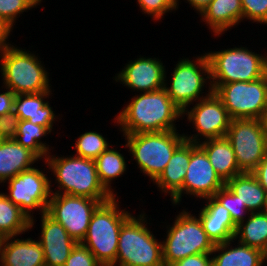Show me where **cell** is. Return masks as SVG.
Returning a JSON list of instances; mask_svg holds the SVG:
<instances>
[{
  "label": "cell",
  "mask_w": 267,
  "mask_h": 266,
  "mask_svg": "<svg viewBox=\"0 0 267 266\" xmlns=\"http://www.w3.org/2000/svg\"><path fill=\"white\" fill-rule=\"evenodd\" d=\"M136 94L113 121L123 135L178 130L175 123L183 119V112L165 88Z\"/></svg>",
  "instance_id": "cell-1"
},
{
  "label": "cell",
  "mask_w": 267,
  "mask_h": 266,
  "mask_svg": "<svg viewBox=\"0 0 267 266\" xmlns=\"http://www.w3.org/2000/svg\"><path fill=\"white\" fill-rule=\"evenodd\" d=\"M43 162L46 169L52 172L58 186V189L50 188L53 194L81 196L98 201H109L114 197L100 183L95 160L74 154L58 156L49 153Z\"/></svg>",
  "instance_id": "cell-2"
},
{
  "label": "cell",
  "mask_w": 267,
  "mask_h": 266,
  "mask_svg": "<svg viewBox=\"0 0 267 266\" xmlns=\"http://www.w3.org/2000/svg\"><path fill=\"white\" fill-rule=\"evenodd\" d=\"M118 197L102 203L95 210L87 233L80 242L102 266H116L120 229L134 215L126 209L121 210Z\"/></svg>",
  "instance_id": "cell-3"
},
{
  "label": "cell",
  "mask_w": 267,
  "mask_h": 266,
  "mask_svg": "<svg viewBox=\"0 0 267 266\" xmlns=\"http://www.w3.org/2000/svg\"><path fill=\"white\" fill-rule=\"evenodd\" d=\"M13 45L0 53L2 87L15 94L52 91L49 72L38 55ZM50 79V80H49Z\"/></svg>",
  "instance_id": "cell-4"
},
{
  "label": "cell",
  "mask_w": 267,
  "mask_h": 266,
  "mask_svg": "<svg viewBox=\"0 0 267 266\" xmlns=\"http://www.w3.org/2000/svg\"><path fill=\"white\" fill-rule=\"evenodd\" d=\"M177 131L123 135L125 144L121 146L128 148L129 155L132 154L131 160L134 158L140 168L139 172L154 182L169 163L174 151L185 141L184 133Z\"/></svg>",
  "instance_id": "cell-5"
},
{
  "label": "cell",
  "mask_w": 267,
  "mask_h": 266,
  "mask_svg": "<svg viewBox=\"0 0 267 266\" xmlns=\"http://www.w3.org/2000/svg\"><path fill=\"white\" fill-rule=\"evenodd\" d=\"M146 213L132 215L119 232L116 266H164L162 241L148 227Z\"/></svg>",
  "instance_id": "cell-6"
},
{
  "label": "cell",
  "mask_w": 267,
  "mask_h": 266,
  "mask_svg": "<svg viewBox=\"0 0 267 266\" xmlns=\"http://www.w3.org/2000/svg\"><path fill=\"white\" fill-rule=\"evenodd\" d=\"M210 62L213 92L231 82H250L267 73V53L259 54L248 47H233L206 52Z\"/></svg>",
  "instance_id": "cell-7"
},
{
  "label": "cell",
  "mask_w": 267,
  "mask_h": 266,
  "mask_svg": "<svg viewBox=\"0 0 267 266\" xmlns=\"http://www.w3.org/2000/svg\"><path fill=\"white\" fill-rule=\"evenodd\" d=\"M182 58H180V61L178 60L175 68H173L169 81L167 80L168 71H166L164 88L171 100L183 112L187 107L192 106L193 103L209 96L213 89L210 62L207 54H201L196 58L193 56L194 60ZM207 85L208 89L203 92Z\"/></svg>",
  "instance_id": "cell-8"
},
{
  "label": "cell",
  "mask_w": 267,
  "mask_h": 266,
  "mask_svg": "<svg viewBox=\"0 0 267 266\" xmlns=\"http://www.w3.org/2000/svg\"><path fill=\"white\" fill-rule=\"evenodd\" d=\"M167 225L166 238L162 240V259L164 266L196 254L212 253L214 244L208 238L198 216L183 209Z\"/></svg>",
  "instance_id": "cell-9"
},
{
  "label": "cell",
  "mask_w": 267,
  "mask_h": 266,
  "mask_svg": "<svg viewBox=\"0 0 267 266\" xmlns=\"http://www.w3.org/2000/svg\"><path fill=\"white\" fill-rule=\"evenodd\" d=\"M45 169L41 170L37 166L23 171L10 178L5 184H8L7 190L9 193L3 194L12 201L15 205L19 206L31 219L30 229L36 223L33 211H39L40 215L45 213L49 200L51 197V190L53 188L51 177L48 178Z\"/></svg>",
  "instance_id": "cell-10"
},
{
  "label": "cell",
  "mask_w": 267,
  "mask_h": 266,
  "mask_svg": "<svg viewBox=\"0 0 267 266\" xmlns=\"http://www.w3.org/2000/svg\"><path fill=\"white\" fill-rule=\"evenodd\" d=\"M214 93L231 119H262L267 109V73L250 82L221 84Z\"/></svg>",
  "instance_id": "cell-11"
},
{
  "label": "cell",
  "mask_w": 267,
  "mask_h": 266,
  "mask_svg": "<svg viewBox=\"0 0 267 266\" xmlns=\"http://www.w3.org/2000/svg\"><path fill=\"white\" fill-rule=\"evenodd\" d=\"M225 137L242 172L251 173L267 152V133L262 119H231Z\"/></svg>",
  "instance_id": "cell-12"
},
{
  "label": "cell",
  "mask_w": 267,
  "mask_h": 266,
  "mask_svg": "<svg viewBox=\"0 0 267 266\" xmlns=\"http://www.w3.org/2000/svg\"><path fill=\"white\" fill-rule=\"evenodd\" d=\"M183 111L189 124L195 129L191 135L185 133L186 141L199 144L202 141L225 137L231 123V117L224 107L222 100L212 92L209 96L200 99Z\"/></svg>",
  "instance_id": "cell-13"
},
{
  "label": "cell",
  "mask_w": 267,
  "mask_h": 266,
  "mask_svg": "<svg viewBox=\"0 0 267 266\" xmlns=\"http://www.w3.org/2000/svg\"><path fill=\"white\" fill-rule=\"evenodd\" d=\"M105 202L107 201L51 193L46 213L60 223L68 234L79 243L87 233L93 213Z\"/></svg>",
  "instance_id": "cell-14"
},
{
  "label": "cell",
  "mask_w": 267,
  "mask_h": 266,
  "mask_svg": "<svg viewBox=\"0 0 267 266\" xmlns=\"http://www.w3.org/2000/svg\"><path fill=\"white\" fill-rule=\"evenodd\" d=\"M187 173L183 181V187L170 198L172 206L178 207L182 196L186 194L196 199L212 197L225 186V182L215 172L205 151L198 145L191 142V156Z\"/></svg>",
  "instance_id": "cell-15"
},
{
  "label": "cell",
  "mask_w": 267,
  "mask_h": 266,
  "mask_svg": "<svg viewBox=\"0 0 267 266\" xmlns=\"http://www.w3.org/2000/svg\"><path fill=\"white\" fill-rule=\"evenodd\" d=\"M157 57L139 56L130 60L124 68L114 76L116 83L133 92L144 93L164 88L166 68Z\"/></svg>",
  "instance_id": "cell-16"
},
{
  "label": "cell",
  "mask_w": 267,
  "mask_h": 266,
  "mask_svg": "<svg viewBox=\"0 0 267 266\" xmlns=\"http://www.w3.org/2000/svg\"><path fill=\"white\" fill-rule=\"evenodd\" d=\"M40 217L41 234L37 240L44 252L45 266H64L77 242L46 212Z\"/></svg>",
  "instance_id": "cell-17"
},
{
  "label": "cell",
  "mask_w": 267,
  "mask_h": 266,
  "mask_svg": "<svg viewBox=\"0 0 267 266\" xmlns=\"http://www.w3.org/2000/svg\"><path fill=\"white\" fill-rule=\"evenodd\" d=\"M52 91L35 94H16L12 120H28L33 124L45 126L50 132L54 131L53 125L57 119H62L60 114L57 116L49 99ZM54 123V124H53Z\"/></svg>",
  "instance_id": "cell-18"
},
{
  "label": "cell",
  "mask_w": 267,
  "mask_h": 266,
  "mask_svg": "<svg viewBox=\"0 0 267 266\" xmlns=\"http://www.w3.org/2000/svg\"><path fill=\"white\" fill-rule=\"evenodd\" d=\"M202 200L206 204H203L197 216L212 243L216 245L234 239L237 226L230 212L213 196Z\"/></svg>",
  "instance_id": "cell-19"
},
{
  "label": "cell",
  "mask_w": 267,
  "mask_h": 266,
  "mask_svg": "<svg viewBox=\"0 0 267 266\" xmlns=\"http://www.w3.org/2000/svg\"><path fill=\"white\" fill-rule=\"evenodd\" d=\"M37 161L40 159L32 151L18 144L8 134L0 141V184L33 168Z\"/></svg>",
  "instance_id": "cell-20"
},
{
  "label": "cell",
  "mask_w": 267,
  "mask_h": 266,
  "mask_svg": "<svg viewBox=\"0 0 267 266\" xmlns=\"http://www.w3.org/2000/svg\"><path fill=\"white\" fill-rule=\"evenodd\" d=\"M17 237L5 238L0 266H45L44 252L39 241L31 237Z\"/></svg>",
  "instance_id": "cell-21"
},
{
  "label": "cell",
  "mask_w": 267,
  "mask_h": 266,
  "mask_svg": "<svg viewBox=\"0 0 267 266\" xmlns=\"http://www.w3.org/2000/svg\"><path fill=\"white\" fill-rule=\"evenodd\" d=\"M199 16L212 35L222 36L243 21L241 0H212Z\"/></svg>",
  "instance_id": "cell-22"
},
{
  "label": "cell",
  "mask_w": 267,
  "mask_h": 266,
  "mask_svg": "<svg viewBox=\"0 0 267 266\" xmlns=\"http://www.w3.org/2000/svg\"><path fill=\"white\" fill-rule=\"evenodd\" d=\"M235 239L214 245L211 253L212 266H263L267 254L262 250L237 242Z\"/></svg>",
  "instance_id": "cell-23"
},
{
  "label": "cell",
  "mask_w": 267,
  "mask_h": 266,
  "mask_svg": "<svg viewBox=\"0 0 267 266\" xmlns=\"http://www.w3.org/2000/svg\"><path fill=\"white\" fill-rule=\"evenodd\" d=\"M191 156V142L184 141L173 153L169 163L160 176L153 182L158 190L165 196L172 198L182 187L186 168L189 165ZM169 194V195H168Z\"/></svg>",
  "instance_id": "cell-24"
},
{
  "label": "cell",
  "mask_w": 267,
  "mask_h": 266,
  "mask_svg": "<svg viewBox=\"0 0 267 266\" xmlns=\"http://www.w3.org/2000/svg\"><path fill=\"white\" fill-rule=\"evenodd\" d=\"M198 145L205 151L215 172L225 183L243 173L238 167L234 150L226 137L208 139Z\"/></svg>",
  "instance_id": "cell-25"
},
{
  "label": "cell",
  "mask_w": 267,
  "mask_h": 266,
  "mask_svg": "<svg viewBox=\"0 0 267 266\" xmlns=\"http://www.w3.org/2000/svg\"><path fill=\"white\" fill-rule=\"evenodd\" d=\"M9 134L18 144L32 151L41 161L51 153V145L40 140L48 134L51 135L45 126L33 124L28 120H12L9 124Z\"/></svg>",
  "instance_id": "cell-26"
},
{
  "label": "cell",
  "mask_w": 267,
  "mask_h": 266,
  "mask_svg": "<svg viewBox=\"0 0 267 266\" xmlns=\"http://www.w3.org/2000/svg\"><path fill=\"white\" fill-rule=\"evenodd\" d=\"M225 186L239 197L250 213L264 211L267 192L252 173L243 172L228 180Z\"/></svg>",
  "instance_id": "cell-27"
},
{
  "label": "cell",
  "mask_w": 267,
  "mask_h": 266,
  "mask_svg": "<svg viewBox=\"0 0 267 266\" xmlns=\"http://www.w3.org/2000/svg\"><path fill=\"white\" fill-rule=\"evenodd\" d=\"M235 241L267 254V212H251L236 229Z\"/></svg>",
  "instance_id": "cell-28"
},
{
  "label": "cell",
  "mask_w": 267,
  "mask_h": 266,
  "mask_svg": "<svg viewBox=\"0 0 267 266\" xmlns=\"http://www.w3.org/2000/svg\"><path fill=\"white\" fill-rule=\"evenodd\" d=\"M115 146H111L104 152H102L96 159V169L100 183L104 188L114 197L117 194L112 189V182L117 180L118 177H122L127 171L126 157L121 153V150L114 149Z\"/></svg>",
  "instance_id": "cell-29"
},
{
  "label": "cell",
  "mask_w": 267,
  "mask_h": 266,
  "mask_svg": "<svg viewBox=\"0 0 267 266\" xmlns=\"http://www.w3.org/2000/svg\"><path fill=\"white\" fill-rule=\"evenodd\" d=\"M30 220L19 206L0 192V233L5 237H21L23 233L31 230Z\"/></svg>",
  "instance_id": "cell-30"
},
{
  "label": "cell",
  "mask_w": 267,
  "mask_h": 266,
  "mask_svg": "<svg viewBox=\"0 0 267 266\" xmlns=\"http://www.w3.org/2000/svg\"><path fill=\"white\" fill-rule=\"evenodd\" d=\"M107 139L102 133L86 131L75 139V144L72 147L76 149V156L95 160L111 146Z\"/></svg>",
  "instance_id": "cell-31"
},
{
  "label": "cell",
  "mask_w": 267,
  "mask_h": 266,
  "mask_svg": "<svg viewBox=\"0 0 267 266\" xmlns=\"http://www.w3.org/2000/svg\"><path fill=\"white\" fill-rule=\"evenodd\" d=\"M213 197L230 212L231 219L236 226L248 217L250 212L246 209L245 204L226 186L218 190Z\"/></svg>",
  "instance_id": "cell-32"
},
{
  "label": "cell",
  "mask_w": 267,
  "mask_h": 266,
  "mask_svg": "<svg viewBox=\"0 0 267 266\" xmlns=\"http://www.w3.org/2000/svg\"><path fill=\"white\" fill-rule=\"evenodd\" d=\"M41 2L43 0H0V17L14 27L21 14L40 6Z\"/></svg>",
  "instance_id": "cell-33"
},
{
  "label": "cell",
  "mask_w": 267,
  "mask_h": 266,
  "mask_svg": "<svg viewBox=\"0 0 267 266\" xmlns=\"http://www.w3.org/2000/svg\"><path fill=\"white\" fill-rule=\"evenodd\" d=\"M137 4L142 14H147L156 22L161 21L166 13L177 10L176 3L173 0H137Z\"/></svg>",
  "instance_id": "cell-34"
},
{
  "label": "cell",
  "mask_w": 267,
  "mask_h": 266,
  "mask_svg": "<svg viewBox=\"0 0 267 266\" xmlns=\"http://www.w3.org/2000/svg\"><path fill=\"white\" fill-rule=\"evenodd\" d=\"M243 20L267 25V0H241Z\"/></svg>",
  "instance_id": "cell-35"
},
{
  "label": "cell",
  "mask_w": 267,
  "mask_h": 266,
  "mask_svg": "<svg viewBox=\"0 0 267 266\" xmlns=\"http://www.w3.org/2000/svg\"><path fill=\"white\" fill-rule=\"evenodd\" d=\"M64 266H102L95 256L80 242L71 250Z\"/></svg>",
  "instance_id": "cell-36"
},
{
  "label": "cell",
  "mask_w": 267,
  "mask_h": 266,
  "mask_svg": "<svg viewBox=\"0 0 267 266\" xmlns=\"http://www.w3.org/2000/svg\"><path fill=\"white\" fill-rule=\"evenodd\" d=\"M4 88V92H0V118L8 124L12 122L13 107L16 94L9 88Z\"/></svg>",
  "instance_id": "cell-37"
},
{
  "label": "cell",
  "mask_w": 267,
  "mask_h": 266,
  "mask_svg": "<svg viewBox=\"0 0 267 266\" xmlns=\"http://www.w3.org/2000/svg\"><path fill=\"white\" fill-rule=\"evenodd\" d=\"M170 266H212L211 253L187 256Z\"/></svg>",
  "instance_id": "cell-38"
},
{
  "label": "cell",
  "mask_w": 267,
  "mask_h": 266,
  "mask_svg": "<svg viewBox=\"0 0 267 266\" xmlns=\"http://www.w3.org/2000/svg\"><path fill=\"white\" fill-rule=\"evenodd\" d=\"M13 29L14 27L11 24L0 17V53L13 46L9 42V37L12 35L11 32H13Z\"/></svg>",
  "instance_id": "cell-39"
},
{
  "label": "cell",
  "mask_w": 267,
  "mask_h": 266,
  "mask_svg": "<svg viewBox=\"0 0 267 266\" xmlns=\"http://www.w3.org/2000/svg\"><path fill=\"white\" fill-rule=\"evenodd\" d=\"M251 173L256 177L259 184L267 192V152L258 166Z\"/></svg>",
  "instance_id": "cell-40"
},
{
  "label": "cell",
  "mask_w": 267,
  "mask_h": 266,
  "mask_svg": "<svg viewBox=\"0 0 267 266\" xmlns=\"http://www.w3.org/2000/svg\"><path fill=\"white\" fill-rule=\"evenodd\" d=\"M180 1V0H179ZM195 10L197 14H201L202 11L211 3L212 0H184ZM199 12V13H198Z\"/></svg>",
  "instance_id": "cell-41"
},
{
  "label": "cell",
  "mask_w": 267,
  "mask_h": 266,
  "mask_svg": "<svg viewBox=\"0 0 267 266\" xmlns=\"http://www.w3.org/2000/svg\"><path fill=\"white\" fill-rule=\"evenodd\" d=\"M9 134V124L0 118V141Z\"/></svg>",
  "instance_id": "cell-42"
},
{
  "label": "cell",
  "mask_w": 267,
  "mask_h": 266,
  "mask_svg": "<svg viewBox=\"0 0 267 266\" xmlns=\"http://www.w3.org/2000/svg\"><path fill=\"white\" fill-rule=\"evenodd\" d=\"M5 236L0 233V259H1V253H2V250H3V244H4V241H5Z\"/></svg>",
  "instance_id": "cell-43"
},
{
  "label": "cell",
  "mask_w": 267,
  "mask_h": 266,
  "mask_svg": "<svg viewBox=\"0 0 267 266\" xmlns=\"http://www.w3.org/2000/svg\"><path fill=\"white\" fill-rule=\"evenodd\" d=\"M262 122H263L264 129L267 133V109L265 110V113L263 115Z\"/></svg>",
  "instance_id": "cell-44"
},
{
  "label": "cell",
  "mask_w": 267,
  "mask_h": 266,
  "mask_svg": "<svg viewBox=\"0 0 267 266\" xmlns=\"http://www.w3.org/2000/svg\"><path fill=\"white\" fill-rule=\"evenodd\" d=\"M176 3V8H179V0H173Z\"/></svg>",
  "instance_id": "cell-45"
},
{
  "label": "cell",
  "mask_w": 267,
  "mask_h": 266,
  "mask_svg": "<svg viewBox=\"0 0 267 266\" xmlns=\"http://www.w3.org/2000/svg\"><path fill=\"white\" fill-rule=\"evenodd\" d=\"M265 212H267V194H266V201H265V209H264Z\"/></svg>",
  "instance_id": "cell-46"
}]
</instances>
